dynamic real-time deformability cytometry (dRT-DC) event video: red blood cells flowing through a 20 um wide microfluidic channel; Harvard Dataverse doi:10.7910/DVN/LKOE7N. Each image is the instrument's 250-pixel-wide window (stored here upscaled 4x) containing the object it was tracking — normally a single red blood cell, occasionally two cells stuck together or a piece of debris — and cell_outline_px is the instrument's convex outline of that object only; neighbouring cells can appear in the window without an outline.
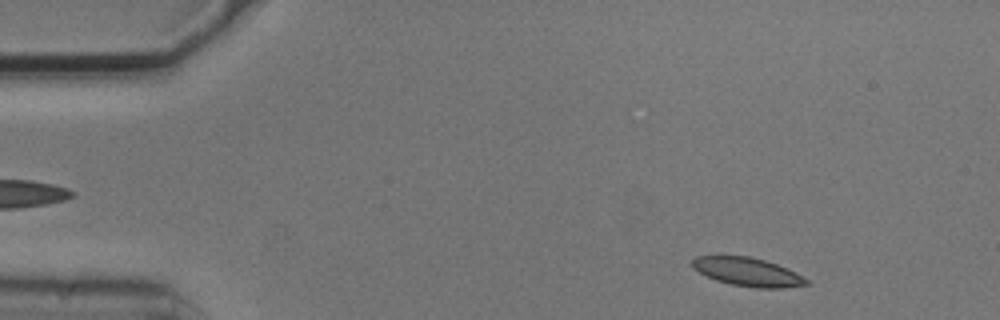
{"species": "common noctule bat (a hibernating species)", "species_latin": "Nyctalus noctula", "temperature_condition": "cold", "stored_images_in_passage": 7, "camera_frame_rate_fps": 3000, "um_per_image_px": 0.085, "animal": {"sex": "male", "body_mass_g": 20.5, "forearm_length_mm": 52.5}, "frame": {"image": 1, "passage_image": 1, "time_ms": 0.0, "image_size_px": [1000, 320], "cell_outline_px": [[812, 284], [784, 288], [756, 288], [732, 284], [716, 280], [692, 268], [692, 260], [696, 256], [716, 252], [720, 252], [748, 256], [764, 260], [788, 268], [812, 280]], "centroid_in_image_um": [63.54, 23.06], "position_along_channel_um": 21.5, "area_um2": 19.88}}
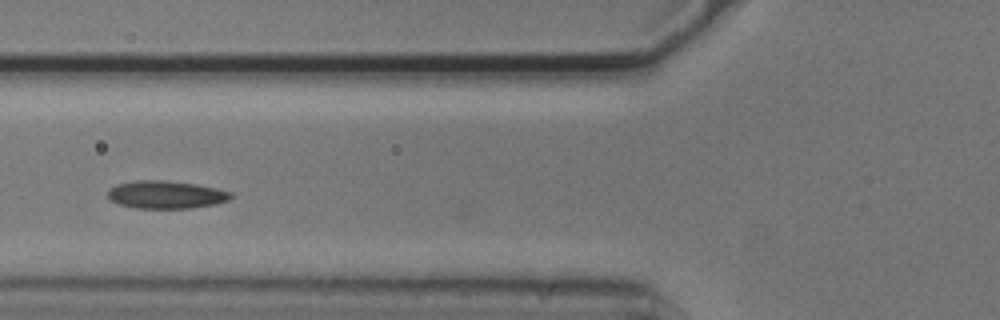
{"frame": {"image": 2, "passage_image": 5, "time_ms": 1.333, "image_size_px": [1000, 320], "cell_outline_px": [[232, 196], [228, 200], [216, 204], [192, 208], [136, 208], [120, 204], [112, 200], [108, 196], [108, 192], [116, 184], [136, 180], [164, 180], [196, 184], [216, 188], [232, 192]], "centroid_in_image_um": [14.14, 16.54], "position_along_channel_um": 111.7, "area_um2": 19.83}}
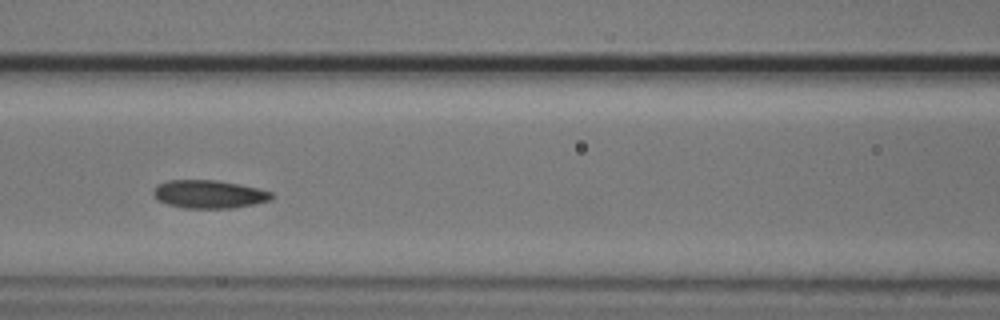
{"frame": {"image": 3, "passage_image": 6, "time_ms": 1.667, "image_size_px": [1000, 320], "cell_outline_px": [[272, 200], [232, 208], [184, 208], [168, 204], [160, 200], [152, 192], [156, 184], [168, 180], [216, 180], [240, 184], [260, 188], [272, 192]], "centroid_in_image_um": [17.78, 16.49], "position_along_channel_um": 148.8, "area_um2": 19.36}}